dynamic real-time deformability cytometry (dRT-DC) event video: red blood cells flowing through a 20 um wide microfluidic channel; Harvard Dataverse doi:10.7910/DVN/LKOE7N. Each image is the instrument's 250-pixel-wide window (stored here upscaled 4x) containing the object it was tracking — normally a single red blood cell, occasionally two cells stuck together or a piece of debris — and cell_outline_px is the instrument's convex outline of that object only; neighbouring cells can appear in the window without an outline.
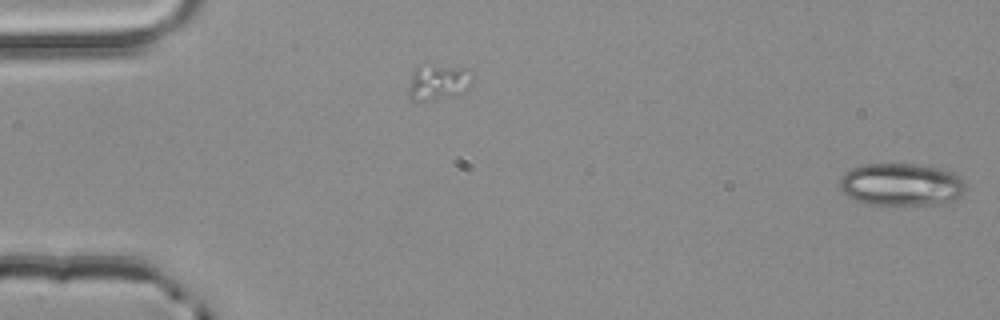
{"species": "common noctule bat (a hibernating species)", "species_latin": "Nyctalus noctula", "temperature_condition": "room temperature", "stored_images_in_passage": 2, "segment_of_instrument_passage": [2, 2], "camera_frame_rate_fps": 3000, "um_per_image_px": 0.085, "animal": {"sex": "male", "body_mass_g": 20.4}, "frame": {"image": 1, "passage_image": 2, "time_ms": 0.333, "image_size_px": [1000, 320], "cell_outline_px": [[964, 192], [952, 200], [940, 204], [868, 204], [856, 200], [840, 192], [840, 176], [844, 172], [852, 168], [864, 164], [916, 164], [944, 168], [952, 172], [964, 180]], "centroid_in_image_um": [76.58, 15.67], "position_along_channel_um": 8.4, "area_um2": 31.27}}